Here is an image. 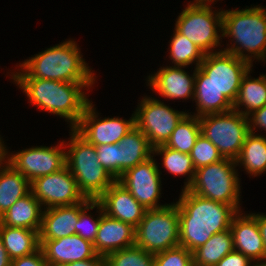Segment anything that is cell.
Listing matches in <instances>:
<instances>
[{
	"mask_svg": "<svg viewBox=\"0 0 266 266\" xmlns=\"http://www.w3.org/2000/svg\"><path fill=\"white\" fill-rule=\"evenodd\" d=\"M8 73L10 79H47L72 83H96L97 76L74 39H66L25 59Z\"/></svg>",
	"mask_w": 266,
	"mask_h": 266,
	"instance_id": "cell-1",
	"label": "cell"
},
{
	"mask_svg": "<svg viewBox=\"0 0 266 266\" xmlns=\"http://www.w3.org/2000/svg\"><path fill=\"white\" fill-rule=\"evenodd\" d=\"M179 215V246L193 252L213 234L230 229L237 211L184 189L176 200Z\"/></svg>",
	"mask_w": 266,
	"mask_h": 266,
	"instance_id": "cell-2",
	"label": "cell"
},
{
	"mask_svg": "<svg viewBox=\"0 0 266 266\" xmlns=\"http://www.w3.org/2000/svg\"><path fill=\"white\" fill-rule=\"evenodd\" d=\"M28 97V103L56 115L73 129L90 103L88 90L96 83H72L47 79H11ZM86 90V91H85ZM88 95V96H87Z\"/></svg>",
	"mask_w": 266,
	"mask_h": 266,
	"instance_id": "cell-3",
	"label": "cell"
},
{
	"mask_svg": "<svg viewBox=\"0 0 266 266\" xmlns=\"http://www.w3.org/2000/svg\"><path fill=\"white\" fill-rule=\"evenodd\" d=\"M228 38L223 51L253 62L266 63V6L223 9L222 38ZM230 38V39H229ZM230 43V44H229Z\"/></svg>",
	"mask_w": 266,
	"mask_h": 266,
	"instance_id": "cell-4",
	"label": "cell"
},
{
	"mask_svg": "<svg viewBox=\"0 0 266 266\" xmlns=\"http://www.w3.org/2000/svg\"><path fill=\"white\" fill-rule=\"evenodd\" d=\"M64 141L66 166L84 198L97 200L116 180L100 164L96 148L74 129Z\"/></svg>",
	"mask_w": 266,
	"mask_h": 266,
	"instance_id": "cell-5",
	"label": "cell"
},
{
	"mask_svg": "<svg viewBox=\"0 0 266 266\" xmlns=\"http://www.w3.org/2000/svg\"><path fill=\"white\" fill-rule=\"evenodd\" d=\"M236 160H222L196 169L188 191L201 197L231 205L237 212L243 210L241 205L242 182Z\"/></svg>",
	"mask_w": 266,
	"mask_h": 266,
	"instance_id": "cell-6",
	"label": "cell"
},
{
	"mask_svg": "<svg viewBox=\"0 0 266 266\" xmlns=\"http://www.w3.org/2000/svg\"><path fill=\"white\" fill-rule=\"evenodd\" d=\"M221 8L212 5H198L190 0L179 13L175 29L196 44L205 54L222 51ZM219 48V49H217Z\"/></svg>",
	"mask_w": 266,
	"mask_h": 266,
	"instance_id": "cell-7",
	"label": "cell"
},
{
	"mask_svg": "<svg viewBox=\"0 0 266 266\" xmlns=\"http://www.w3.org/2000/svg\"><path fill=\"white\" fill-rule=\"evenodd\" d=\"M135 245L154 255L179 246V215L176 202L163 208L146 210L136 227Z\"/></svg>",
	"mask_w": 266,
	"mask_h": 266,
	"instance_id": "cell-8",
	"label": "cell"
},
{
	"mask_svg": "<svg viewBox=\"0 0 266 266\" xmlns=\"http://www.w3.org/2000/svg\"><path fill=\"white\" fill-rule=\"evenodd\" d=\"M201 134L218 149L223 158L236 160L247 135L248 117L231 110L199 117Z\"/></svg>",
	"mask_w": 266,
	"mask_h": 266,
	"instance_id": "cell-9",
	"label": "cell"
},
{
	"mask_svg": "<svg viewBox=\"0 0 266 266\" xmlns=\"http://www.w3.org/2000/svg\"><path fill=\"white\" fill-rule=\"evenodd\" d=\"M152 96L143 95L138 100L134 113L136 127L143 132L154 148L166 144L177 124L188 112L184 109H174L164 100Z\"/></svg>",
	"mask_w": 266,
	"mask_h": 266,
	"instance_id": "cell-10",
	"label": "cell"
},
{
	"mask_svg": "<svg viewBox=\"0 0 266 266\" xmlns=\"http://www.w3.org/2000/svg\"><path fill=\"white\" fill-rule=\"evenodd\" d=\"M4 142L3 159L20 172L29 182L36 178L58 172L66 166L64 140L51 146H31L10 151Z\"/></svg>",
	"mask_w": 266,
	"mask_h": 266,
	"instance_id": "cell-11",
	"label": "cell"
},
{
	"mask_svg": "<svg viewBox=\"0 0 266 266\" xmlns=\"http://www.w3.org/2000/svg\"><path fill=\"white\" fill-rule=\"evenodd\" d=\"M249 62L236 57L234 54L219 51L206 53L199 68L209 77L213 85L232 104L236 101L241 80L252 68Z\"/></svg>",
	"mask_w": 266,
	"mask_h": 266,
	"instance_id": "cell-12",
	"label": "cell"
},
{
	"mask_svg": "<svg viewBox=\"0 0 266 266\" xmlns=\"http://www.w3.org/2000/svg\"><path fill=\"white\" fill-rule=\"evenodd\" d=\"M157 158L152 156L147 161L126 170L117 181L146 209L163 208L170 203L161 204L162 177Z\"/></svg>",
	"mask_w": 266,
	"mask_h": 266,
	"instance_id": "cell-13",
	"label": "cell"
},
{
	"mask_svg": "<svg viewBox=\"0 0 266 266\" xmlns=\"http://www.w3.org/2000/svg\"><path fill=\"white\" fill-rule=\"evenodd\" d=\"M93 101L86 107L79 123L73 128L87 142L96 145L118 143L135 125V113L124 117H100Z\"/></svg>",
	"mask_w": 266,
	"mask_h": 266,
	"instance_id": "cell-14",
	"label": "cell"
},
{
	"mask_svg": "<svg viewBox=\"0 0 266 266\" xmlns=\"http://www.w3.org/2000/svg\"><path fill=\"white\" fill-rule=\"evenodd\" d=\"M30 192L41 203L43 209L75 205L85 199L67 166L58 172L31 181Z\"/></svg>",
	"mask_w": 266,
	"mask_h": 266,
	"instance_id": "cell-15",
	"label": "cell"
},
{
	"mask_svg": "<svg viewBox=\"0 0 266 266\" xmlns=\"http://www.w3.org/2000/svg\"><path fill=\"white\" fill-rule=\"evenodd\" d=\"M194 70L192 71V69ZM191 73L183 66H161L154 74L147 76L146 86L153 93H158L160 97L168 102L170 100L194 99L196 68L193 66Z\"/></svg>",
	"mask_w": 266,
	"mask_h": 266,
	"instance_id": "cell-16",
	"label": "cell"
},
{
	"mask_svg": "<svg viewBox=\"0 0 266 266\" xmlns=\"http://www.w3.org/2000/svg\"><path fill=\"white\" fill-rule=\"evenodd\" d=\"M230 230L235 251L241 252L252 262L266 260V249L257 220L250 212L238 211L232 218Z\"/></svg>",
	"mask_w": 266,
	"mask_h": 266,
	"instance_id": "cell-17",
	"label": "cell"
},
{
	"mask_svg": "<svg viewBox=\"0 0 266 266\" xmlns=\"http://www.w3.org/2000/svg\"><path fill=\"white\" fill-rule=\"evenodd\" d=\"M40 248L49 266H64L67 263L95 258L93 243L77 234L55 240H39Z\"/></svg>",
	"mask_w": 266,
	"mask_h": 266,
	"instance_id": "cell-18",
	"label": "cell"
},
{
	"mask_svg": "<svg viewBox=\"0 0 266 266\" xmlns=\"http://www.w3.org/2000/svg\"><path fill=\"white\" fill-rule=\"evenodd\" d=\"M103 212L111 218L132 224L135 228L146 209L117 180L97 199Z\"/></svg>",
	"mask_w": 266,
	"mask_h": 266,
	"instance_id": "cell-19",
	"label": "cell"
},
{
	"mask_svg": "<svg viewBox=\"0 0 266 266\" xmlns=\"http://www.w3.org/2000/svg\"><path fill=\"white\" fill-rule=\"evenodd\" d=\"M135 232L136 228L132 224L103 213L93 243L94 249L98 255L106 256L111 252L132 247L135 245Z\"/></svg>",
	"mask_w": 266,
	"mask_h": 266,
	"instance_id": "cell-20",
	"label": "cell"
},
{
	"mask_svg": "<svg viewBox=\"0 0 266 266\" xmlns=\"http://www.w3.org/2000/svg\"><path fill=\"white\" fill-rule=\"evenodd\" d=\"M79 219V203L56 206L43 210L39 240H55L76 234Z\"/></svg>",
	"mask_w": 266,
	"mask_h": 266,
	"instance_id": "cell-21",
	"label": "cell"
},
{
	"mask_svg": "<svg viewBox=\"0 0 266 266\" xmlns=\"http://www.w3.org/2000/svg\"><path fill=\"white\" fill-rule=\"evenodd\" d=\"M195 112L191 115L201 117L208 114L224 113L233 110V104L213 85L209 77L199 68H196Z\"/></svg>",
	"mask_w": 266,
	"mask_h": 266,
	"instance_id": "cell-22",
	"label": "cell"
},
{
	"mask_svg": "<svg viewBox=\"0 0 266 266\" xmlns=\"http://www.w3.org/2000/svg\"><path fill=\"white\" fill-rule=\"evenodd\" d=\"M43 210L41 203L29 192L0 216V225L39 231Z\"/></svg>",
	"mask_w": 266,
	"mask_h": 266,
	"instance_id": "cell-23",
	"label": "cell"
},
{
	"mask_svg": "<svg viewBox=\"0 0 266 266\" xmlns=\"http://www.w3.org/2000/svg\"><path fill=\"white\" fill-rule=\"evenodd\" d=\"M119 177L128 169L147 161L153 156V147L136 126L118 143Z\"/></svg>",
	"mask_w": 266,
	"mask_h": 266,
	"instance_id": "cell-24",
	"label": "cell"
},
{
	"mask_svg": "<svg viewBox=\"0 0 266 266\" xmlns=\"http://www.w3.org/2000/svg\"><path fill=\"white\" fill-rule=\"evenodd\" d=\"M252 70L253 67L243 76L237 99L233 103V110L244 116L266 105V80L263 74L253 78L251 73L254 71Z\"/></svg>",
	"mask_w": 266,
	"mask_h": 266,
	"instance_id": "cell-25",
	"label": "cell"
},
{
	"mask_svg": "<svg viewBox=\"0 0 266 266\" xmlns=\"http://www.w3.org/2000/svg\"><path fill=\"white\" fill-rule=\"evenodd\" d=\"M30 192V182L4 159L0 161V216Z\"/></svg>",
	"mask_w": 266,
	"mask_h": 266,
	"instance_id": "cell-26",
	"label": "cell"
},
{
	"mask_svg": "<svg viewBox=\"0 0 266 266\" xmlns=\"http://www.w3.org/2000/svg\"><path fill=\"white\" fill-rule=\"evenodd\" d=\"M236 165L252 178L265 174L266 135L250 132L244 141L239 157L236 159Z\"/></svg>",
	"mask_w": 266,
	"mask_h": 266,
	"instance_id": "cell-27",
	"label": "cell"
},
{
	"mask_svg": "<svg viewBox=\"0 0 266 266\" xmlns=\"http://www.w3.org/2000/svg\"><path fill=\"white\" fill-rule=\"evenodd\" d=\"M39 231L0 225V238L11 260L30 255L40 248Z\"/></svg>",
	"mask_w": 266,
	"mask_h": 266,
	"instance_id": "cell-28",
	"label": "cell"
},
{
	"mask_svg": "<svg viewBox=\"0 0 266 266\" xmlns=\"http://www.w3.org/2000/svg\"><path fill=\"white\" fill-rule=\"evenodd\" d=\"M161 157V166L158 165L160 174L162 175L161 168H164L168 173L176 177H186L184 185L181 190L188 189L192 184L195 176V167L192 162L190 154L181 153L180 151L173 150L165 145H160L153 148V156Z\"/></svg>",
	"mask_w": 266,
	"mask_h": 266,
	"instance_id": "cell-29",
	"label": "cell"
},
{
	"mask_svg": "<svg viewBox=\"0 0 266 266\" xmlns=\"http://www.w3.org/2000/svg\"><path fill=\"white\" fill-rule=\"evenodd\" d=\"M234 250L230 229L213 234L204 244L194 250L193 266H216L228 253Z\"/></svg>",
	"mask_w": 266,
	"mask_h": 266,
	"instance_id": "cell-30",
	"label": "cell"
},
{
	"mask_svg": "<svg viewBox=\"0 0 266 266\" xmlns=\"http://www.w3.org/2000/svg\"><path fill=\"white\" fill-rule=\"evenodd\" d=\"M171 66L199 67L205 57V53L186 36L180 34L175 28L169 40L168 51Z\"/></svg>",
	"mask_w": 266,
	"mask_h": 266,
	"instance_id": "cell-31",
	"label": "cell"
},
{
	"mask_svg": "<svg viewBox=\"0 0 266 266\" xmlns=\"http://www.w3.org/2000/svg\"><path fill=\"white\" fill-rule=\"evenodd\" d=\"M188 113L177 124L174 131L171 133L169 140L165 146L181 153L190 154L197 137L201 133L199 117Z\"/></svg>",
	"mask_w": 266,
	"mask_h": 266,
	"instance_id": "cell-32",
	"label": "cell"
},
{
	"mask_svg": "<svg viewBox=\"0 0 266 266\" xmlns=\"http://www.w3.org/2000/svg\"><path fill=\"white\" fill-rule=\"evenodd\" d=\"M91 210H95L97 216L91 213ZM103 213L102 206L97 200L85 198L79 203V219L76 223V234L94 243L98 232L100 217Z\"/></svg>",
	"mask_w": 266,
	"mask_h": 266,
	"instance_id": "cell-33",
	"label": "cell"
},
{
	"mask_svg": "<svg viewBox=\"0 0 266 266\" xmlns=\"http://www.w3.org/2000/svg\"><path fill=\"white\" fill-rule=\"evenodd\" d=\"M106 266H153L154 254L136 245L105 256Z\"/></svg>",
	"mask_w": 266,
	"mask_h": 266,
	"instance_id": "cell-34",
	"label": "cell"
},
{
	"mask_svg": "<svg viewBox=\"0 0 266 266\" xmlns=\"http://www.w3.org/2000/svg\"><path fill=\"white\" fill-rule=\"evenodd\" d=\"M195 169L210 165L223 159L218 149L201 133L190 152Z\"/></svg>",
	"mask_w": 266,
	"mask_h": 266,
	"instance_id": "cell-35",
	"label": "cell"
},
{
	"mask_svg": "<svg viewBox=\"0 0 266 266\" xmlns=\"http://www.w3.org/2000/svg\"><path fill=\"white\" fill-rule=\"evenodd\" d=\"M153 266H193V253L177 246L154 255Z\"/></svg>",
	"mask_w": 266,
	"mask_h": 266,
	"instance_id": "cell-36",
	"label": "cell"
},
{
	"mask_svg": "<svg viewBox=\"0 0 266 266\" xmlns=\"http://www.w3.org/2000/svg\"><path fill=\"white\" fill-rule=\"evenodd\" d=\"M100 164L115 179L119 178V147L118 144L96 145Z\"/></svg>",
	"mask_w": 266,
	"mask_h": 266,
	"instance_id": "cell-37",
	"label": "cell"
},
{
	"mask_svg": "<svg viewBox=\"0 0 266 266\" xmlns=\"http://www.w3.org/2000/svg\"><path fill=\"white\" fill-rule=\"evenodd\" d=\"M247 117L251 133L262 135L263 130L265 131L264 133H266V105H264L261 109L253 111ZM258 129L262 132L261 134Z\"/></svg>",
	"mask_w": 266,
	"mask_h": 266,
	"instance_id": "cell-38",
	"label": "cell"
},
{
	"mask_svg": "<svg viewBox=\"0 0 266 266\" xmlns=\"http://www.w3.org/2000/svg\"><path fill=\"white\" fill-rule=\"evenodd\" d=\"M11 266H49V264L45 260L41 248H39L30 255L11 260Z\"/></svg>",
	"mask_w": 266,
	"mask_h": 266,
	"instance_id": "cell-39",
	"label": "cell"
},
{
	"mask_svg": "<svg viewBox=\"0 0 266 266\" xmlns=\"http://www.w3.org/2000/svg\"><path fill=\"white\" fill-rule=\"evenodd\" d=\"M252 261L241 252L233 250L225 255L216 266H251Z\"/></svg>",
	"mask_w": 266,
	"mask_h": 266,
	"instance_id": "cell-40",
	"label": "cell"
},
{
	"mask_svg": "<svg viewBox=\"0 0 266 266\" xmlns=\"http://www.w3.org/2000/svg\"><path fill=\"white\" fill-rule=\"evenodd\" d=\"M64 266H106L105 256L97 255L95 258L70 262Z\"/></svg>",
	"mask_w": 266,
	"mask_h": 266,
	"instance_id": "cell-41",
	"label": "cell"
},
{
	"mask_svg": "<svg viewBox=\"0 0 266 266\" xmlns=\"http://www.w3.org/2000/svg\"><path fill=\"white\" fill-rule=\"evenodd\" d=\"M257 220V224L263 239L264 247L266 249V213H252L250 212Z\"/></svg>",
	"mask_w": 266,
	"mask_h": 266,
	"instance_id": "cell-42",
	"label": "cell"
},
{
	"mask_svg": "<svg viewBox=\"0 0 266 266\" xmlns=\"http://www.w3.org/2000/svg\"><path fill=\"white\" fill-rule=\"evenodd\" d=\"M0 266H11V259L0 238Z\"/></svg>",
	"mask_w": 266,
	"mask_h": 266,
	"instance_id": "cell-43",
	"label": "cell"
},
{
	"mask_svg": "<svg viewBox=\"0 0 266 266\" xmlns=\"http://www.w3.org/2000/svg\"><path fill=\"white\" fill-rule=\"evenodd\" d=\"M217 1H219V0H193L192 2H194L198 5H212V6H214Z\"/></svg>",
	"mask_w": 266,
	"mask_h": 266,
	"instance_id": "cell-44",
	"label": "cell"
},
{
	"mask_svg": "<svg viewBox=\"0 0 266 266\" xmlns=\"http://www.w3.org/2000/svg\"><path fill=\"white\" fill-rule=\"evenodd\" d=\"M4 141L5 140L0 135V161L3 159V156H4Z\"/></svg>",
	"mask_w": 266,
	"mask_h": 266,
	"instance_id": "cell-45",
	"label": "cell"
},
{
	"mask_svg": "<svg viewBox=\"0 0 266 266\" xmlns=\"http://www.w3.org/2000/svg\"><path fill=\"white\" fill-rule=\"evenodd\" d=\"M251 266H266V260L253 262Z\"/></svg>",
	"mask_w": 266,
	"mask_h": 266,
	"instance_id": "cell-46",
	"label": "cell"
}]
</instances>
